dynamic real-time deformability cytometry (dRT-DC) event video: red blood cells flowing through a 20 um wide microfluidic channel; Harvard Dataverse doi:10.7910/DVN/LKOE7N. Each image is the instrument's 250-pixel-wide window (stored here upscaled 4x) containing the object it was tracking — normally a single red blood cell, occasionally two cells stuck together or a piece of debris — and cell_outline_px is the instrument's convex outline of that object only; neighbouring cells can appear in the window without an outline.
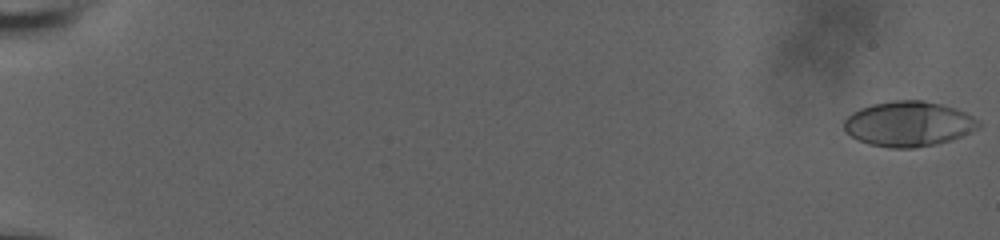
{"species": "human", "species_latin": "Homo sapiens", "temperature_condition": "room temperature", "stored_images_in_passage": 34, "camera_frame_rate_fps": 3000, "um_per_image_px": 0.085, "donor": {"sex": "male"}, "frame": {"image": 1, "passage_image": 1, "time_ms": 0.0, "image_size_px": [1000, 240], "cell_outline_px": [[980, 128], [952, 140], [936, 144], [912, 148], [888, 148], [868, 144], [844, 132], [844, 120], [852, 112], [860, 108], [872, 104], [892, 100], [924, 100], [956, 108], [980, 120]], "centroid_in_image_um": [77.23, 10.53], "position_along_channel_um": 7.8, "area_um2": 35.6}}
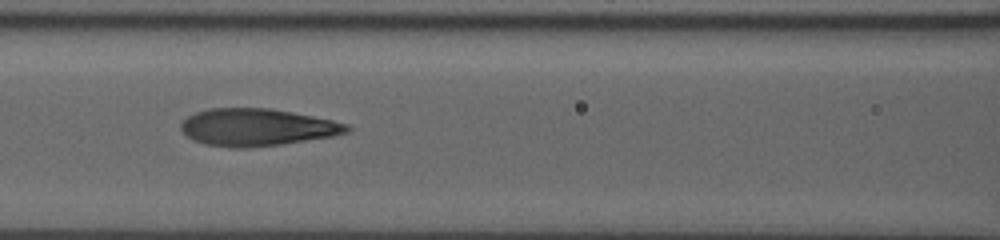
{"frame": {"image": 2, "passage_image": 30, "time_ms": 9.667, "image_size_px": [1000, 240], "cell_outline_px": [[352, 128], [348, 132], [332, 136], [280, 144], [248, 148], [232, 148], [204, 144], [192, 140], [180, 128], [180, 124], [188, 116], [196, 112], [208, 108], [272, 108], [332, 120], [348, 124]], "centroid_in_image_um": [21.82, 10.82], "position_along_channel_um": 144.8, "area_um2": 36.01}}
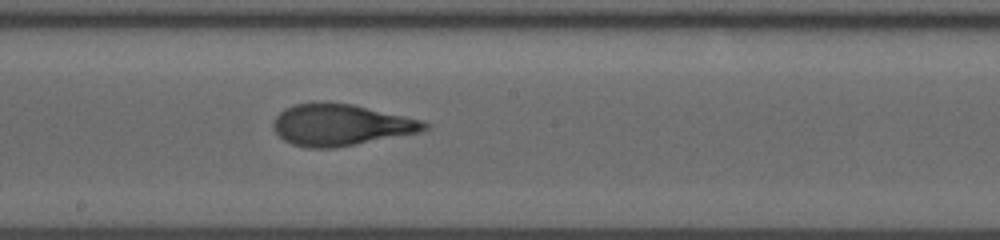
{"frame": {"image": 3, "passage_image": 34, "time_ms": 11.0, "image_size_px": [1000, 240], "cell_outline_px": [[432, 124], [428, 128], [420, 132], [336, 148], [308, 148], [292, 144], [284, 140], [272, 128], [272, 124], [276, 116], [284, 108], [296, 104], [312, 100], [316, 100], [352, 104], [424, 120]], "centroid_in_image_um": [28.96, 10.6], "position_along_channel_um": 219.2, "area_um2": 37.11}}